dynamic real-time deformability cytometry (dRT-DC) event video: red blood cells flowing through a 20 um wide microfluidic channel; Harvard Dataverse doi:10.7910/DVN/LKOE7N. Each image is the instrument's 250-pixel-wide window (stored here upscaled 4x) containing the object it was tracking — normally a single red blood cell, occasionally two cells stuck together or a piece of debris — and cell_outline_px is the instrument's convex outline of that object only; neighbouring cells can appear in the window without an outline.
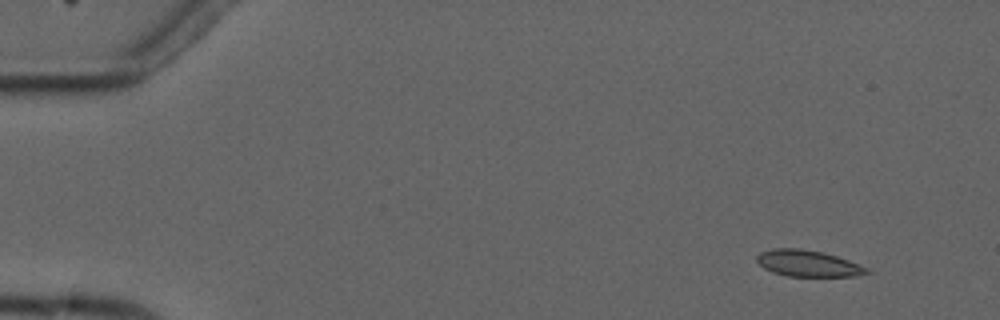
{"species": "common noctule bat (a hibernating species)", "species_latin": "Nyctalus noctula", "temperature_condition": "cold", "stored_images_in_passage": 5, "camera_frame_rate_fps": 3000, "um_per_image_px": 0.085, "animal": {"sex": "male", "forearm_length_mm": 52.5}, "frame": {"image": 1, "passage_image": 1, "time_ms": 0.0, "image_size_px": [1000, 320], "cell_outline_px": [[872, 272], [856, 276], [788, 276], [772, 272], [764, 268], [756, 260], [756, 256], [760, 252], [772, 248], [796, 248], [824, 252], [848, 260], [868, 268]], "centroid_in_image_um": [68.66, 22.39], "position_along_channel_um": 16.3, "area_um2": 16.88}}